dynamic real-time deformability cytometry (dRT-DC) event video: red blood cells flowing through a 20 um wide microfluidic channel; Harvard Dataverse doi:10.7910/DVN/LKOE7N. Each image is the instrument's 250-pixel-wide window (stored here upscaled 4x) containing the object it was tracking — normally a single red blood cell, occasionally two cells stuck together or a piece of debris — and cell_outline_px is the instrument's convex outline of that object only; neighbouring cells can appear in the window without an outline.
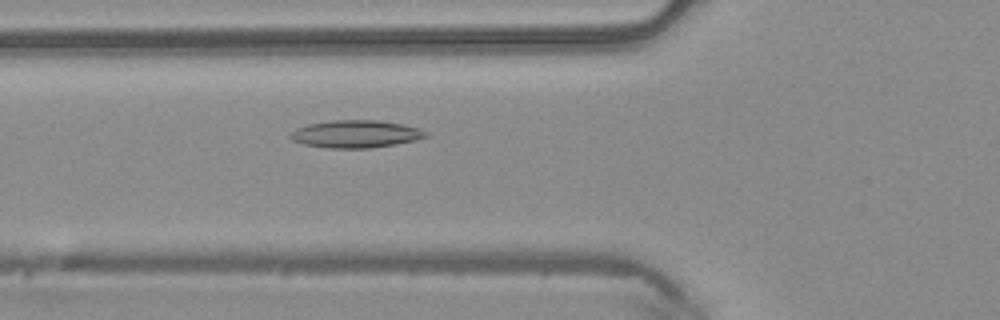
{"species": "common noctule bat (a hibernating species)", "species_latin": "Nyctalus noctula", "temperature_condition": "warm", "stored_images_in_passage": 49, "camera_frame_rate_fps": 3000, "um_per_image_px": 0.085, "animal": {"sex": "male", "body_mass_g": 20.4}, "frame": {"image": 1, "passage_image": 18, "time_ms": 5.667, "image_size_px": [1000, 320], "cell_outline_px": [[428, 136], [412, 140], [372, 148], [324, 148], [304, 144], [292, 140], [288, 136], [296, 128], [308, 124], [332, 120], [376, 120], [404, 124], [428, 132]], "centroid_in_image_um": [30.18, 11.38], "position_along_channel_um": 95.6, "area_um2": 21.56}}
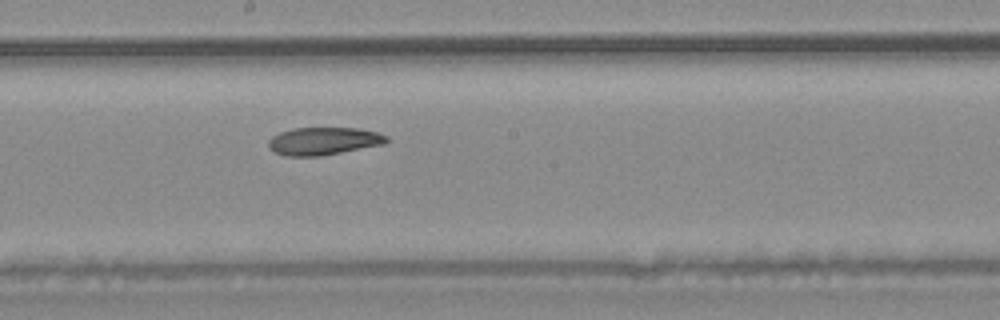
{"frame": {"image": 2, "passage_image": 27, "time_ms": 8.667, "image_size_px": [1000, 320], "cell_outline_px": [[388, 140], [384, 144], [320, 156], [288, 156], [276, 152], [268, 148], [268, 140], [272, 136], [280, 132], [292, 128], [360, 128], [376, 132], [388, 136]], "centroid_in_image_um": [27.49, 11.98], "position_along_channel_um": 220.7, "area_um2": 19.02}}
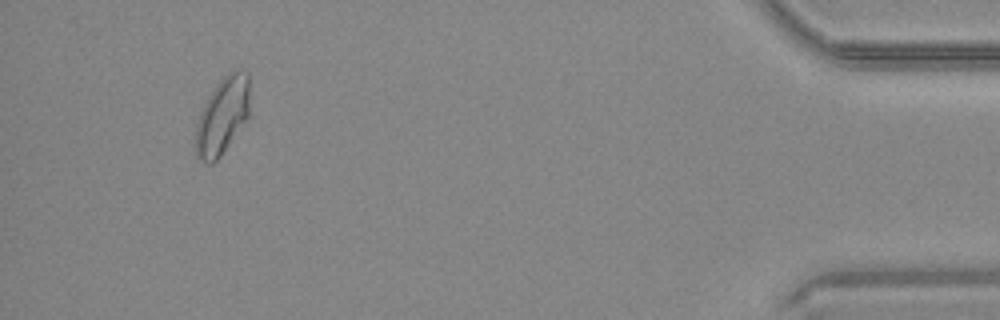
{"frame": {"image": 3, "passage_image": 46, "time_ms": 15.0, "image_size_px": [1000, 320], "cell_outline_px": [[252, 112], [248, 120], [220, 156], [212, 164], [208, 164], [200, 160], [196, 156], [196, 124], [200, 112], [208, 96], [216, 84], [232, 68], [240, 68], [248, 72]], "centroid_in_image_um": [18.97, 9.79], "position_along_channel_um": 416.2, "area_um2": 25.14}, "authors_computed_cell_mechanics": {"area_um2": 21.5594, "velocity_mm_per_s": 4.1649, "shape_relaxation_time_tau1_ms": null, "shape_relaxation_time_tau2_ms": 10.0298, "deformation_change_tau1": null, "deformation_change_tau2": 0.1828}}